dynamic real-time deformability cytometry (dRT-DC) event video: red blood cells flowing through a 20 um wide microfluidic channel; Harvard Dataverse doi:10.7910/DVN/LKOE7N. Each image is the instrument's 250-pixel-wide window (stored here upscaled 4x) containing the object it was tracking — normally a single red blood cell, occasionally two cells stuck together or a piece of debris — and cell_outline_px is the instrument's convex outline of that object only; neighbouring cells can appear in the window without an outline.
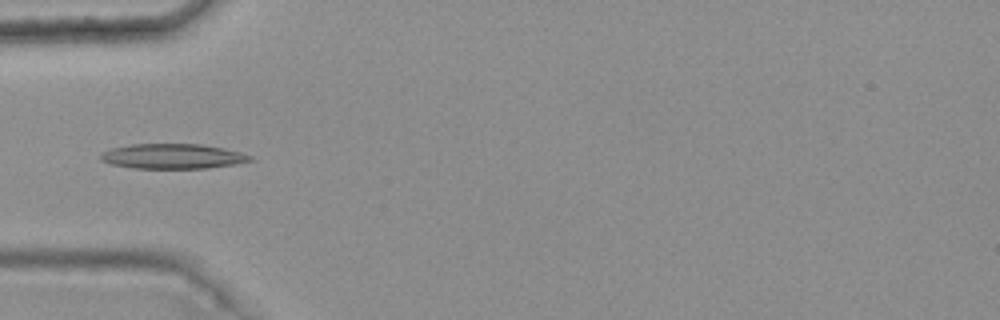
{"species": "common noctule bat (a hibernating species)", "species_latin": "Nyctalus noctula", "temperature_condition": "warm", "stored_images_in_passage": 5, "camera_frame_rate_fps": 3000, "um_per_image_px": 0.085, "animal": {"sex": "female", "body_mass_g": 25.1}, "frame": {"image": 1, "passage_image": 5, "time_ms": 1.333, "image_size_px": [1000, 320], "cell_outline_px": [[256, 160], [236, 164], [208, 168], [132, 168], [112, 164], [100, 160], [100, 156], [104, 152], [112, 148], [132, 144], [200, 144], [224, 148], [240, 152], [252, 156]], "centroid_in_image_um": [14.73, 13.28], "position_along_channel_um": 70.3, "area_um2": 21.73}}